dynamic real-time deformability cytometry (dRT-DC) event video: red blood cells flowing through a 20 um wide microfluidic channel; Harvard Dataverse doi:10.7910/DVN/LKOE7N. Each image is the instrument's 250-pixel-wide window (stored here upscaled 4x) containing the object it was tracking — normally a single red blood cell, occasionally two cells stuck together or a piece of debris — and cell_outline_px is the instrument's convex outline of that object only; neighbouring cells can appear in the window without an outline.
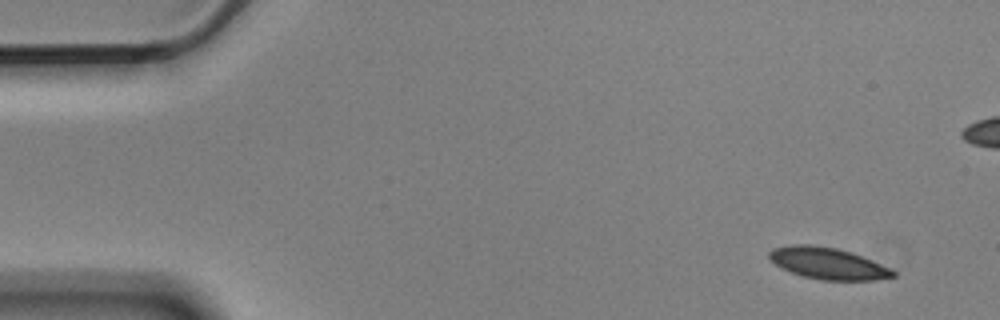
{"species": "Egyptian fruit bat (a non-hibernating species)", "species_latin": "Rousettus aegyptiacus", "temperature_condition": "cold", "stored_images_in_passage": 6, "camera_frame_rate_fps": 3000, "um_per_image_px": 0.085, "animal": {"sex": "male"}, "frame": {"image": 1, "passage_image": 1, "time_ms": 0.0, "image_size_px": [1000, 320], "cell_outline_px": [[896, 276], [876, 280], [820, 280], [804, 276], [780, 268], [768, 256], [768, 252], [772, 248], [788, 244], [812, 244], [836, 248], [852, 252], [888, 268], [896, 272]], "centroid_in_image_um": [70.32, 22.37], "position_along_channel_um": 14.7, "area_um2": 22.72}}
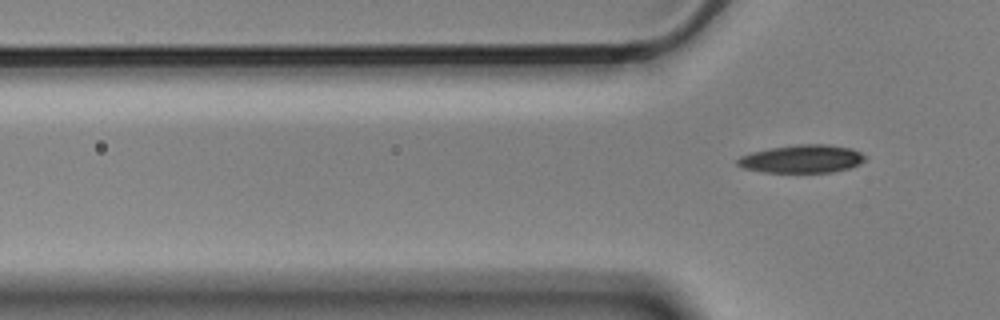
{"frame": {"image": 2, "passage_image": 6, "time_ms": 1.667, "image_size_px": [1000, 320], "cell_outline_px": [[864, 160], [860, 164], [848, 168], [832, 172], [764, 172], [740, 168], [736, 164], [736, 160], [740, 156], [752, 152], [772, 148], [796, 144], [828, 144], [852, 148], [860, 152], [864, 156]], "centroid_in_image_um": [68.13, 13.5], "position_along_channel_um": 57.7, "area_um2": 20.87}}